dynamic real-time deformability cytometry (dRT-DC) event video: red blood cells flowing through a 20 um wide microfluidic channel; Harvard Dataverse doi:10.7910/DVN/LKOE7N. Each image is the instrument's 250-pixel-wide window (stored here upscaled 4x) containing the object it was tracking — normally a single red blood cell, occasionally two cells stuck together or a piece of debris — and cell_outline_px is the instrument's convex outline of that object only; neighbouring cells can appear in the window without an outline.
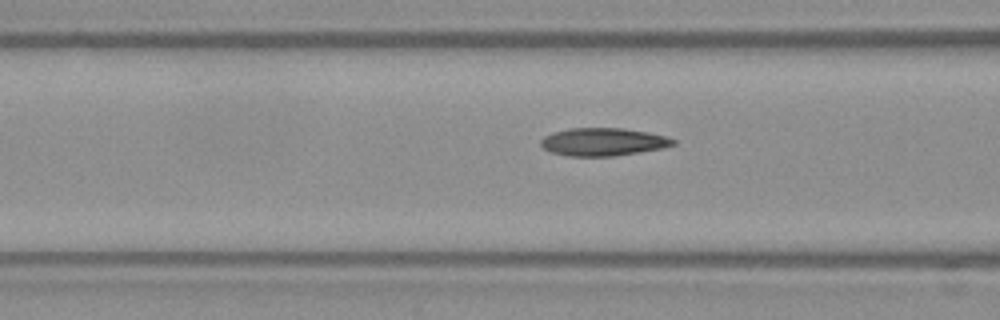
{"species": "Egyptian fruit bat (a non-hibernating species)", "species_latin": "Rousettus aegyptiacus", "temperature_condition": "warm", "stored_images_in_passage": 17, "camera_frame_rate_fps": 3000, "um_per_image_px": 0.085, "frame": {"image": 1, "passage_image": 15, "time_ms": 4.667, "image_size_px": [1000, 320], "cell_outline_px": [[676, 144], [664, 148], [640, 152], [612, 156], [568, 156], [552, 152], [544, 148], [540, 144], [540, 140], [544, 136], [552, 132], [568, 128], [624, 128], [648, 132], [664, 136], [676, 140]], "centroid_in_image_um": [51.26, 12.05], "position_along_channel_um": 115.3, "area_um2": 21.56}}